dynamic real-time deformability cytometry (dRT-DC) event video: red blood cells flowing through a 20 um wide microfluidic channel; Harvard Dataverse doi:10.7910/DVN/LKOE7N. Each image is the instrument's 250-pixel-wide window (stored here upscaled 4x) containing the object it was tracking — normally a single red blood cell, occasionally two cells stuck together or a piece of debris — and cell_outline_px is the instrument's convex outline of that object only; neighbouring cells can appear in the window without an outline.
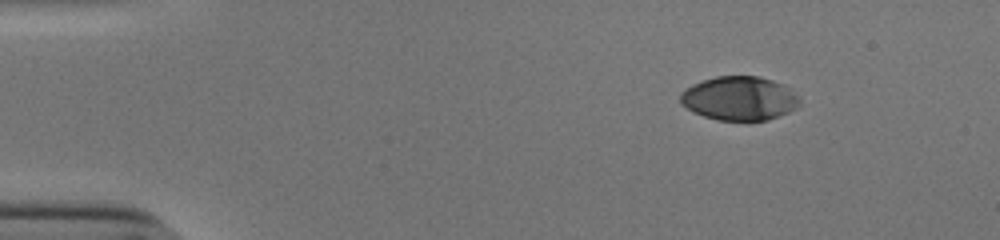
{"species": "human", "species_latin": "Homo sapiens", "temperature_condition": "cold", "stored_images_in_passage": 47, "camera_frame_rate_fps": 3000, "um_per_image_px": 0.085, "donor": {"sex": "male"}, "frame": {"image": 1, "passage_image": 1, "time_ms": 0.0, "image_size_px": [1000, 240], "cell_outline_px": [[800, 104], [796, 108], [788, 112], [768, 120], [716, 120], [692, 112], [680, 104], [680, 92], [692, 84], [716, 76], [760, 76], [784, 84], [800, 96]], "centroid_in_image_um": [62.85, 8.36], "position_along_channel_um": 22.2, "area_um2": 30.81}}
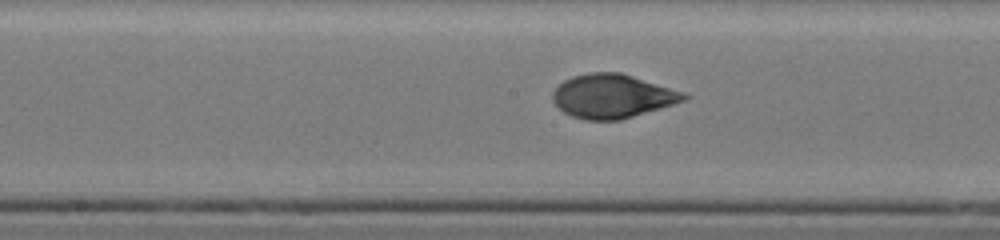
{"frame": {"image": 2, "passage_image": 22, "time_ms": 7.0, "image_size_px": [1000, 240], "cell_outline_px": [[692, 96], [684, 100], [660, 108], [620, 120], [584, 120], [572, 116], [564, 112], [552, 100], [552, 92], [564, 80], [572, 76], [588, 72], [620, 72], [684, 92]], "centroid_in_image_um": [52.04, 8.17], "position_along_channel_um": 196.2, "area_um2": 33.35}}
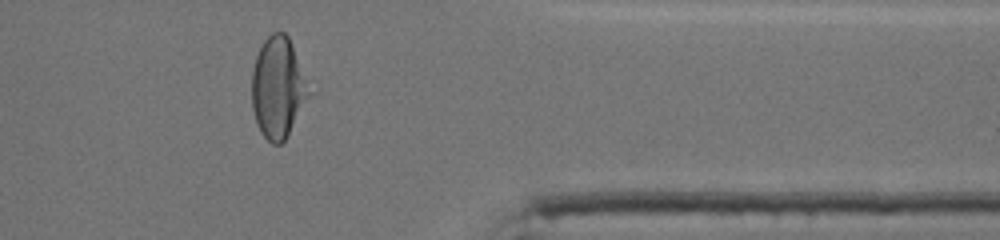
{"frame": {"image": 3, "passage_image": 38, "time_ms": 12.333, "image_size_px": [1000, 240], "cell_outline_px": [[316, 92], [288, 136], [280, 144], [272, 144], [260, 132], [256, 124], [252, 108], [252, 68], [256, 56], [264, 40], [272, 32], [284, 32], [288, 36]], "centroid_in_image_um": [23.72, 7.48], "position_along_channel_um": 387.7, "area_um2": 35.14}, "authors_computed_cell_mechanics": {"area_um2": 33.4662, "velocity_mm_per_s": 3.8563, "shape_relaxation_time_tau1_ms": 5.9947, "shape_relaxation_time_tau2_ms": 0.8384, "deformation_change_tau1": 0.2384, "deformation_change_tau2": 0.0486}}